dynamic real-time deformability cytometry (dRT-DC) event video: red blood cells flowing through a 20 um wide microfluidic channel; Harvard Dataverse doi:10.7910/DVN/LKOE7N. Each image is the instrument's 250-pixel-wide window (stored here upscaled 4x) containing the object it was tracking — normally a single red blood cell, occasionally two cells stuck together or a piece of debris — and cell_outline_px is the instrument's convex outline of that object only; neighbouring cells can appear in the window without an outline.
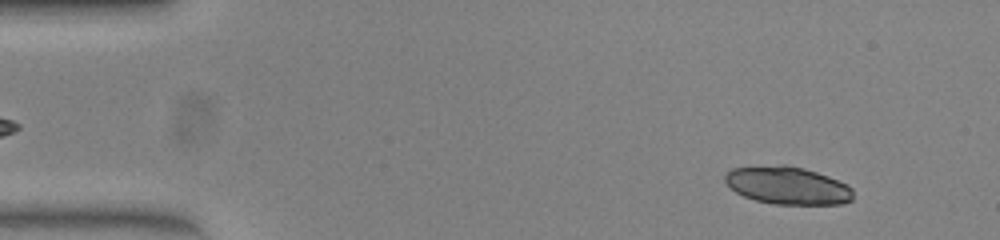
{"species": "common noctule bat (a hibernating species)", "species_latin": "Nyctalus noctula", "temperature_condition": "warm", "stored_images_in_passage": 52, "camera_frame_rate_fps": 3000, "um_per_image_px": 0.085, "animal": {"sex": "female", "body_mass_g": 23.0, "forearm_length_mm": 53.4}, "frame": {"image": 1, "passage_image": 5, "time_ms": 1.333, "image_size_px": [1000, 240], "cell_outline_px": [[852, 200], [840, 204], [776, 204], [756, 200], [744, 196], [736, 192], [724, 180], [724, 176], [732, 168], [780, 164], [784, 164], [804, 168], [828, 176], [848, 184], [852, 188]], "centroid_in_image_um": [66.95, 15.75], "position_along_channel_um": 18.0, "area_um2": 28.09}, "authors_computed_cell_mechanics": {"area_um2": 27.7729, "velocity_mm_per_s": 3.8738, "shape_relaxation_time_tau1_ms": 1.222, "shape_relaxation_time_tau2_ms": null, "deformation_change_tau1": 0.2352, "deformation_change_tau2": null}}